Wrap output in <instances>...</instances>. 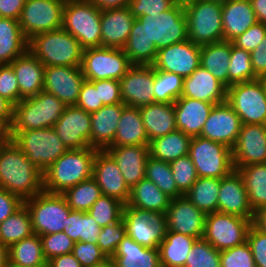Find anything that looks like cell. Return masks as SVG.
<instances>
[{"label":"cell","instance_id":"6da1fadb","mask_svg":"<svg viewBox=\"0 0 266 267\" xmlns=\"http://www.w3.org/2000/svg\"><path fill=\"white\" fill-rule=\"evenodd\" d=\"M0 188L23 201L44 191L43 173L7 137L0 142Z\"/></svg>","mask_w":266,"mask_h":267},{"label":"cell","instance_id":"7a4b0ae2","mask_svg":"<svg viewBox=\"0 0 266 267\" xmlns=\"http://www.w3.org/2000/svg\"><path fill=\"white\" fill-rule=\"evenodd\" d=\"M98 149L88 147L67 150L43 173L44 191L62 194L93 176V163Z\"/></svg>","mask_w":266,"mask_h":267},{"label":"cell","instance_id":"3957f363","mask_svg":"<svg viewBox=\"0 0 266 267\" xmlns=\"http://www.w3.org/2000/svg\"><path fill=\"white\" fill-rule=\"evenodd\" d=\"M65 107L55 95L44 90L35 96L23 98L13 108L12 125L7 138L11 139L20 131L53 127Z\"/></svg>","mask_w":266,"mask_h":267},{"label":"cell","instance_id":"277c9868","mask_svg":"<svg viewBox=\"0 0 266 267\" xmlns=\"http://www.w3.org/2000/svg\"><path fill=\"white\" fill-rule=\"evenodd\" d=\"M28 49L44 66H81L84 51L63 28L35 35L29 40Z\"/></svg>","mask_w":266,"mask_h":267},{"label":"cell","instance_id":"5b68a950","mask_svg":"<svg viewBox=\"0 0 266 267\" xmlns=\"http://www.w3.org/2000/svg\"><path fill=\"white\" fill-rule=\"evenodd\" d=\"M183 5L190 41L202 46L223 40L222 3L185 0Z\"/></svg>","mask_w":266,"mask_h":267},{"label":"cell","instance_id":"8992f818","mask_svg":"<svg viewBox=\"0 0 266 267\" xmlns=\"http://www.w3.org/2000/svg\"><path fill=\"white\" fill-rule=\"evenodd\" d=\"M101 12L89 0H66L62 28L86 48L101 46Z\"/></svg>","mask_w":266,"mask_h":267},{"label":"cell","instance_id":"52a82bcc","mask_svg":"<svg viewBox=\"0 0 266 267\" xmlns=\"http://www.w3.org/2000/svg\"><path fill=\"white\" fill-rule=\"evenodd\" d=\"M31 216L32 230L39 236L62 232L68 227L72 210L62 194L41 192L24 200Z\"/></svg>","mask_w":266,"mask_h":267},{"label":"cell","instance_id":"ba28073f","mask_svg":"<svg viewBox=\"0 0 266 267\" xmlns=\"http://www.w3.org/2000/svg\"><path fill=\"white\" fill-rule=\"evenodd\" d=\"M11 139L42 173L68 150L53 127L20 131Z\"/></svg>","mask_w":266,"mask_h":267},{"label":"cell","instance_id":"9c48e42d","mask_svg":"<svg viewBox=\"0 0 266 267\" xmlns=\"http://www.w3.org/2000/svg\"><path fill=\"white\" fill-rule=\"evenodd\" d=\"M188 155L198 177L221 179L235 170L232 149L201 136L192 137Z\"/></svg>","mask_w":266,"mask_h":267},{"label":"cell","instance_id":"30bf717a","mask_svg":"<svg viewBox=\"0 0 266 267\" xmlns=\"http://www.w3.org/2000/svg\"><path fill=\"white\" fill-rule=\"evenodd\" d=\"M136 19L144 26L148 39L155 43L157 51L188 40L183 1H178L171 9L158 15H143Z\"/></svg>","mask_w":266,"mask_h":267},{"label":"cell","instance_id":"8fae6325","mask_svg":"<svg viewBox=\"0 0 266 267\" xmlns=\"http://www.w3.org/2000/svg\"><path fill=\"white\" fill-rule=\"evenodd\" d=\"M132 64L121 48L91 47L83 51L81 70L86 80H121Z\"/></svg>","mask_w":266,"mask_h":267},{"label":"cell","instance_id":"7c38bea8","mask_svg":"<svg viewBox=\"0 0 266 267\" xmlns=\"http://www.w3.org/2000/svg\"><path fill=\"white\" fill-rule=\"evenodd\" d=\"M252 224V220L241 216L218 211L208 213L203 239L218 251L230 249L247 241Z\"/></svg>","mask_w":266,"mask_h":267},{"label":"cell","instance_id":"4fadbf2b","mask_svg":"<svg viewBox=\"0 0 266 267\" xmlns=\"http://www.w3.org/2000/svg\"><path fill=\"white\" fill-rule=\"evenodd\" d=\"M226 101L240 117L242 124L263 125L266 119V94L258 79L231 85Z\"/></svg>","mask_w":266,"mask_h":267},{"label":"cell","instance_id":"5bb4252c","mask_svg":"<svg viewBox=\"0 0 266 267\" xmlns=\"http://www.w3.org/2000/svg\"><path fill=\"white\" fill-rule=\"evenodd\" d=\"M66 0H26L19 19L22 32L29 41L35 35L62 28Z\"/></svg>","mask_w":266,"mask_h":267},{"label":"cell","instance_id":"9a60e30c","mask_svg":"<svg viewBox=\"0 0 266 267\" xmlns=\"http://www.w3.org/2000/svg\"><path fill=\"white\" fill-rule=\"evenodd\" d=\"M122 219L126 233L138 244L147 248H158L165 236L166 225L163 218L153 211L124 205Z\"/></svg>","mask_w":266,"mask_h":267},{"label":"cell","instance_id":"2e32d148","mask_svg":"<svg viewBox=\"0 0 266 267\" xmlns=\"http://www.w3.org/2000/svg\"><path fill=\"white\" fill-rule=\"evenodd\" d=\"M206 213L197 209L184 195L171 199L166 213L162 217L166 231H174L187 236L202 239L205 232Z\"/></svg>","mask_w":266,"mask_h":267},{"label":"cell","instance_id":"e0dca14e","mask_svg":"<svg viewBox=\"0 0 266 267\" xmlns=\"http://www.w3.org/2000/svg\"><path fill=\"white\" fill-rule=\"evenodd\" d=\"M200 57L201 46L188 39L158 50L152 66L185 78L200 66Z\"/></svg>","mask_w":266,"mask_h":267},{"label":"cell","instance_id":"ac0fdd59","mask_svg":"<svg viewBox=\"0 0 266 267\" xmlns=\"http://www.w3.org/2000/svg\"><path fill=\"white\" fill-rule=\"evenodd\" d=\"M84 80L80 66H45L43 90L71 106L77 103Z\"/></svg>","mask_w":266,"mask_h":267},{"label":"cell","instance_id":"d6986e66","mask_svg":"<svg viewBox=\"0 0 266 267\" xmlns=\"http://www.w3.org/2000/svg\"><path fill=\"white\" fill-rule=\"evenodd\" d=\"M53 129L68 150L90 147V113L76 105L65 107Z\"/></svg>","mask_w":266,"mask_h":267},{"label":"cell","instance_id":"ffe728a7","mask_svg":"<svg viewBox=\"0 0 266 267\" xmlns=\"http://www.w3.org/2000/svg\"><path fill=\"white\" fill-rule=\"evenodd\" d=\"M121 98L124 105L142 107L155 103L152 65L132 64L121 78Z\"/></svg>","mask_w":266,"mask_h":267},{"label":"cell","instance_id":"44dd1931","mask_svg":"<svg viewBox=\"0 0 266 267\" xmlns=\"http://www.w3.org/2000/svg\"><path fill=\"white\" fill-rule=\"evenodd\" d=\"M241 126L240 117L232 109V106L224 101L214 105L204 123L200 136L225 144L232 149L237 141Z\"/></svg>","mask_w":266,"mask_h":267},{"label":"cell","instance_id":"7402d4cb","mask_svg":"<svg viewBox=\"0 0 266 267\" xmlns=\"http://www.w3.org/2000/svg\"><path fill=\"white\" fill-rule=\"evenodd\" d=\"M235 170L251 164L266 163V130L260 124H242L232 148Z\"/></svg>","mask_w":266,"mask_h":267},{"label":"cell","instance_id":"603a6c76","mask_svg":"<svg viewBox=\"0 0 266 267\" xmlns=\"http://www.w3.org/2000/svg\"><path fill=\"white\" fill-rule=\"evenodd\" d=\"M102 195L127 204L130 188L126 184L117 163L106 150H97L93 163V176Z\"/></svg>","mask_w":266,"mask_h":267},{"label":"cell","instance_id":"cb8c5ba5","mask_svg":"<svg viewBox=\"0 0 266 267\" xmlns=\"http://www.w3.org/2000/svg\"><path fill=\"white\" fill-rule=\"evenodd\" d=\"M218 212L254 220L255 213L249 204L248 193L242 176L237 170L221 178Z\"/></svg>","mask_w":266,"mask_h":267},{"label":"cell","instance_id":"d4e9b609","mask_svg":"<svg viewBox=\"0 0 266 267\" xmlns=\"http://www.w3.org/2000/svg\"><path fill=\"white\" fill-rule=\"evenodd\" d=\"M105 150L117 163L130 189L145 177L146 162L150 155L149 146H115Z\"/></svg>","mask_w":266,"mask_h":267},{"label":"cell","instance_id":"484cf974","mask_svg":"<svg viewBox=\"0 0 266 267\" xmlns=\"http://www.w3.org/2000/svg\"><path fill=\"white\" fill-rule=\"evenodd\" d=\"M227 88L201 65L183 80L181 96L218 104L226 101Z\"/></svg>","mask_w":266,"mask_h":267},{"label":"cell","instance_id":"4316f807","mask_svg":"<svg viewBox=\"0 0 266 267\" xmlns=\"http://www.w3.org/2000/svg\"><path fill=\"white\" fill-rule=\"evenodd\" d=\"M135 19L129 7L102 10L101 46L123 49Z\"/></svg>","mask_w":266,"mask_h":267},{"label":"cell","instance_id":"83f0119b","mask_svg":"<svg viewBox=\"0 0 266 267\" xmlns=\"http://www.w3.org/2000/svg\"><path fill=\"white\" fill-rule=\"evenodd\" d=\"M214 104L180 96L174 102L177 130L190 137L200 136Z\"/></svg>","mask_w":266,"mask_h":267},{"label":"cell","instance_id":"f1b7e54d","mask_svg":"<svg viewBox=\"0 0 266 267\" xmlns=\"http://www.w3.org/2000/svg\"><path fill=\"white\" fill-rule=\"evenodd\" d=\"M123 109V103L104 105L90 114V147L105 150L113 143Z\"/></svg>","mask_w":266,"mask_h":267},{"label":"cell","instance_id":"f546056e","mask_svg":"<svg viewBox=\"0 0 266 267\" xmlns=\"http://www.w3.org/2000/svg\"><path fill=\"white\" fill-rule=\"evenodd\" d=\"M10 65L15 72L23 98L35 96L43 90L45 66L29 49Z\"/></svg>","mask_w":266,"mask_h":267},{"label":"cell","instance_id":"4dcf8cb0","mask_svg":"<svg viewBox=\"0 0 266 267\" xmlns=\"http://www.w3.org/2000/svg\"><path fill=\"white\" fill-rule=\"evenodd\" d=\"M257 21L250 0L222 3L223 40L232 42Z\"/></svg>","mask_w":266,"mask_h":267},{"label":"cell","instance_id":"1f68e13d","mask_svg":"<svg viewBox=\"0 0 266 267\" xmlns=\"http://www.w3.org/2000/svg\"><path fill=\"white\" fill-rule=\"evenodd\" d=\"M116 267H162L158 248H147L127 234L111 257Z\"/></svg>","mask_w":266,"mask_h":267},{"label":"cell","instance_id":"d6a6232c","mask_svg":"<svg viewBox=\"0 0 266 267\" xmlns=\"http://www.w3.org/2000/svg\"><path fill=\"white\" fill-rule=\"evenodd\" d=\"M149 144L152 140L177 130L174 103L145 105L139 108Z\"/></svg>","mask_w":266,"mask_h":267},{"label":"cell","instance_id":"836d02e7","mask_svg":"<svg viewBox=\"0 0 266 267\" xmlns=\"http://www.w3.org/2000/svg\"><path fill=\"white\" fill-rule=\"evenodd\" d=\"M132 145L149 146V139L139 108L124 105L113 143L109 147Z\"/></svg>","mask_w":266,"mask_h":267},{"label":"cell","instance_id":"e575fe53","mask_svg":"<svg viewBox=\"0 0 266 267\" xmlns=\"http://www.w3.org/2000/svg\"><path fill=\"white\" fill-rule=\"evenodd\" d=\"M170 202V197L164 194L151 180L144 177L130 189V196L126 205L132 208L153 211L162 218Z\"/></svg>","mask_w":266,"mask_h":267},{"label":"cell","instance_id":"d590c367","mask_svg":"<svg viewBox=\"0 0 266 267\" xmlns=\"http://www.w3.org/2000/svg\"><path fill=\"white\" fill-rule=\"evenodd\" d=\"M19 20L0 17V65L10 64L28 50Z\"/></svg>","mask_w":266,"mask_h":267},{"label":"cell","instance_id":"8d00e7d4","mask_svg":"<svg viewBox=\"0 0 266 267\" xmlns=\"http://www.w3.org/2000/svg\"><path fill=\"white\" fill-rule=\"evenodd\" d=\"M232 42L222 40L201 46L200 65L228 88V69Z\"/></svg>","mask_w":266,"mask_h":267},{"label":"cell","instance_id":"74e56055","mask_svg":"<svg viewBox=\"0 0 266 267\" xmlns=\"http://www.w3.org/2000/svg\"><path fill=\"white\" fill-rule=\"evenodd\" d=\"M197 238L174 231H165L159 244V257L162 267H184L188 252Z\"/></svg>","mask_w":266,"mask_h":267},{"label":"cell","instance_id":"f35d334b","mask_svg":"<svg viewBox=\"0 0 266 267\" xmlns=\"http://www.w3.org/2000/svg\"><path fill=\"white\" fill-rule=\"evenodd\" d=\"M192 137L180 130L152 140L149 144L150 156L164 162H172L188 155Z\"/></svg>","mask_w":266,"mask_h":267},{"label":"cell","instance_id":"ab89813d","mask_svg":"<svg viewBox=\"0 0 266 267\" xmlns=\"http://www.w3.org/2000/svg\"><path fill=\"white\" fill-rule=\"evenodd\" d=\"M123 50L131 64L152 65L157 55L155 43L148 39L144 26L137 19Z\"/></svg>","mask_w":266,"mask_h":267},{"label":"cell","instance_id":"60d3db41","mask_svg":"<svg viewBox=\"0 0 266 267\" xmlns=\"http://www.w3.org/2000/svg\"><path fill=\"white\" fill-rule=\"evenodd\" d=\"M237 171L243 178L254 213L266 207V163L243 166Z\"/></svg>","mask_w":266,"mask_h":267},{"label":"cell","instance_id":"b9f144b4","mask_svg":"<svg viewBox=\"0 0 266 267\" xmlns=\"http://www.w3.org/2000/svg\"><path fill=\"white\" fill-rule=\"evenodd\" d=\"M9 262L26 267H47L40 236H31L9 247Z\"/></svg>","mask_w":266,"mask_h":267},{"label":"cell","instance_id":"7bdbcfd3","mask_svg":"<svg viewBox=\"0 0 266 267\" xmlns=\"http://www.w3.org/2000/svg\"><path fill=\"white\" fill-rule=\"evenodd\" d=\"M220 183L218 178L198 177L184 196L206 214L217 212Z\"/></svg>","mask_w":266,"mask_h":267},{"label":"cell","instance_id":"ee69618b","mask_svg":"<svg viewBox=\"0 0 266 267\" xmlns=\"http://www.w3.org/2000/svg\"><path fill=\"white\" fill-rule=\"evenodd\" d=\"M32 234L31 216L25 204L0 223V242L8 247Z\"/></svg>","mask_w":266,"mask_h":267},{"label":"cell","instance_id":"f6af8a7d","mask_svg":"<svg viewBox=\"0 0 266 267\" xmlns=\"http://www.w3.org/2000/svg\"><path fill=\"white\" fill-rule=\"evenodd\" d=\"M101 227L87 212L71 210L68 227L63 232L75 242L97 244Z\"/></svg>","mask_w":266,"mask_h":267},{"label":"cell","instance_id":"bcb514c9","mask_svg":"<svg viewBox=\"0 0 266 267\" xmlns=\"http://www.w3.org/2000/svg\"><path fill=\"white\" fill-rule=\"evenodd\" d=\"M62 195L72 210L87 212L102 193L96 180L91 177L67 189Z\"/></svg>","mask_w":266,"mask_h":267},{"label":"cell","instance_id":"7dc6e473","mask_svg":"<svg viewBox=\"0 0 266 267\" xmlns=\"http://www.w3.org/2000/svg\"><path fill=\"white\" fill-rule=\"evenodd\" d=\"M145 177L151 180L164 194L171 199L182 196L177 189L171 166L168 162L157 160L149 155L146 162Z\"/></svg>","mask_w":266,"mask_h":267},{"label":"cell","instance_id":"c3c4849f","mask_svg":"<svg viewBox=\"0 0 266 267\" xmlns=\"http://www.w3.org/2000/svg\"><path fill=\"white\" fill-rule=\"evenodd\" d=\"M184 78L175 73L154 69L155 103H174L182 93Z\"/></svg>","mask_w":266,"mask_h":267},{"label":"cell","instance_id":"681fc988","mask_svg":"<svg viewBox=\"0 0 266 267\" xmlns=\"http://www.w3.org/2000/svg\"><path fill=\"white\" fill-rule=\"evenodd\" d=\"M251 53L235 46L232 42L228 69V88L231 85L256 80Z\"/></svg>","mask_w":266,"mask_h":267},{"label":"cell","instance_id":"f907efd6","mask_svg":"<svg viewBox=\"0 0 266 267\" xmlns=\"http://www.w3.org/2000/svg\"><path fill=\"white\" fill-rule=\"evenodd\" d=\"M124 204L117 199L102 195L87 211L97 221L99 226L105 227L118 222L122 218Z\"/></svg>","mask_w":266,"mask_h":267},{"label":"cell","instance_id":"816d5d0a","mask_svg":"<svg viewBox=\"0 0 266 267\" xmlns=\"http://www.w3.org/2000/svg\"><path fill=\"white\" fill-rule=\"evenodd\" d=\"M184 267H221L220 251L203 238L197 239L188 252Z\"/></svg>","mask_w":266,"mask_h":267},{"label":"cell","instance_id":"f5cc1de1","mask_svg":"<svg viewBox=\"0 0 266 267\" xmlns=\"http://www.w3.org/2000/svg\"><path fill=\"white\" fill-rule=\"evenodd\" d=\"M177 189L185 195L198 179L195 166L189 157L185 155L169 163Z\"/></svg>","mask_w":266,"mask_h":267},{"label":"cell","instance_id":"db71d44e","mask_svg":"<svg viewBox=\"0 0 266 267\" xmlns=\"http://www.w3.org/2000/svg\"><path fill=\"white\" fill-rule=\"evenodd\" d=\"M43 255L48 262L54 257L72 253L75 241L63 231L40 236Z\"/></svg>","mask_w":266,"mask_h":267},{"label":"cell","instance_id":"11a10c76","mask_svg":"<svg viewBox=\"0 0 266 267\" xmlns=\"http://www.w3.org/2000/svg\"><path fill=\"white\" fill-rule=\"evenodd\" d=\"M126 234L125 222L121 218L118 222L102 227L97 245L108 258H111Z\"/></svg>","mask_w":266,"mask_h":267},{"label":"cell","instance_id":"9f6ffc18","mask_svg":"<svg viewBox=\"0 0 266 267\" xmlns=\"http://www.w3.org/2000/svg\"><path fill=\"white\" fill-rule=\"evenodd\" d=\"M221 267H256L247 241L241 245L220 251Z\"/></svg>","mask_w":266,"mask_h":267},{"label":"cell","instance_id":"6f0895ef","mask_svg":"<svg viewBox=\"0 0 266 267\" xmlns=\"http://www.w3.org/2000/svg\"><path fill=\"white\" fill-rule=\"evenodd\" d=\"M0 96L13 106L23 99L15 72L10 64L0 65Z\"/></svg>","mask_w":266,"mask_h":267},{"label":"cell","instance_id":"680465c9","mask_svg":"<svg viewBox=\"0 0 266 267\" xmlns=\"http://www.w3.org/2000/svg\"><path fill=\"white\" fill-rule=\"evenodd\" d=\"M72 254L82 267H95L108 258L97 244L90 242H75Z\"/></svg>","mask_w":266,"mask_h":267},{"label":"cell","instance_id":"91938a15","mask_svg":"<svg viewBox=\"0 0 266 267\" xmlns=\"http://www.w3.org/2000/svg\"><path fill=\"white\" fill-rule=\"evenodd\" d=\"M179 0H131V14L138 18L143 15H158L171 9Z\"/></svg>","mask_w":266,"mask_h":267},{"label":"cell","instance_id":"94428289","mask_svg":"<svg viewBox=\"0 0 266 267\" xmlns=\"http://www.w3.org/2000/svg\"><path fill=\"white\" fill-rule=\"evenodd\" d=\"M247 243L256 267H266V233L252 224L248 231Z\"/></svg>","mask_w":266,"mask_h":267},{"label":"cell","instance_id":"6125c7cd","mask_svg":"<svg viewBox=\"0 0 266 267\" xmlns=\"http://www.w3.org/2000/svg\"><path fill=\"white\" fill-rule=\"evenodd\" d=\"M266 36V24L256 22L232 42L238 48L252 52Z\"/></svg>","mask_w":266,"mask_h":267},{"label":"cell","instance_id":"be15d7a7","mask_svg":"<svg viewBox=\"0 0 266 267\" xmlns=\"http://www.w3.org/2000/svg\"><path fill=\"white\" fill-rule=\"evenodd\" d=\"M98 89L99 102L104 105L123 103L121 98V83L115 79L91 81Z\"/></svg>","mask_w":266,"mask_h":267},{"label":"cell","instance_id":"e7e4bbea","mask_svg":"<svg viewBox=\"0 0 266 267\" xmlns=\"http://www.w3.org/2000/svg\"><path fill=\"white\" fill-rule=\"evenodd\" d=\"M75 105L90 114L104 106L103 102H99L98 89L90 80H84Z\"/></svg>","mask_w":266,"mask_h":267},{"label":"cell","instance_id":"03108f58","mask_svg":"<svg viewBox=\"0 0 266 267\" xmlns=\"http://www.w3.org/2000/svg\"><path fill=\"white\" fill-rule=\"evenodd\" d=\"M24 201L17 195L0 188V223L17 211Z\"/></svg>","mask_w":266,"mask_h":267},{"label":"cell","instance_id":"003e7915","mask_svg":"<svg viewBox=\"0 0 266 267\" xmlns=\"http://www.w3.org/2000/svg\"><path fill=\"white\" fill-rule=\"evenodd\" d=\"M251 62L257 76L266 72V36L251 52Z\"/></svg>","mask_w":266,"mask_h":267},{"label":"cell","instance_id":"a7ac6f4b","mask_svg":"<svg viewBox=\"0 0 266 267\" xmlns=\"http://www.w3.org/2000/svg\"><path fill=\"white\" fill-rule=\"evenodd\" d=\"M26 0H0V17L19 20Z\"/></svg>","mask_w":266,"mask_h":267},{"label":"cell","instance_id":"89a4df30","mask_svg":"<svg viewBox=\"0 0 266 267\" xmlns=\"http://www.w3.org/2000/svg\"><path fill=\"white\" fill-rule=\"evenodd\" d=\"M14 106L0 96V127L7 133L12 125Z\"/></svg>","mask_w":266,"mask_h":267},{"label":"cell","instance_id":"2644e50d","mask_svg":"<svg viewBox=\"0 0 266 267\" xmlns=\"http://www.w3.org/2000/svg\"><path fill=\"white\" fill-rule=\"evenodd\" d=\"M47 267H82L81 263L72 253L52 258L47 262Z\"/></svg>","mask_w":266,"mask_h":267},{"label":"cell","instance_id":"8c879c8a","mask_svg":"<svg viewBox=\"0 0 266 267\" xmlns=\"http://www.w3.org/2000/svg\"><path fill=\"white\" fill-rule=\"evenodd\" d=\"M99 10L119 9L129 6L131 0H89Z\"/></svg>","mask_w":266,"mask_h":267},{"label":"cell","instance_id":"753ad0ef","mask_svg":"<svg viewBox=\"0 0 266 267\" xmlns=\"http://www.w3.org/2000/svg\"><path fill=\"white\" fill-rule=\"evenodd\" d=\"M258 22L266 24V0H250Z\"/></svg>","mask_w":266,"mask_h":267},{"label":"cell","instance_id":"34e18365","mask_svg":"<svg viewBox=\"0 0 266 267\" xmlns=\"http://www.w3.org/2000/svg\"><path fill=\"white\" fill-rule=\"evenodd\" d=\"M253 224L266 233V207L255 212Z\"/></svg>","mask_w":266,"mask_h":267},{"label":"cell","instance_id":"11e5206c","mask_svg":"<svg viewBox=\"0 0 266 267\" xmlns=\"http://www.w3.org/2000/svg\"><path fill=\"white\" fill-rule=\"evenodd\" d=\"M9 262V247L0 242V267H6Z\"/></svg>","mask_w":266,"mask_h":267},{"label":"cell","instance_id":"2a66077c","mask_svg":"<svg viewBox=\"0 0 266 267\" xmlns=\"http://www.w3.org/2000/svg\"><path fill=\"white\" fill-rule=\"evenodd\" d=\"M95 267H116L112 258H107L104 262L97 264Z\"/></svg>","mask_w":266,"mask_h":267},{"label":"cell","instance_id":"b9fcfbb0","mask_svg":"<svg viewBox=\"0 0 266 267\" xmlns=\"http://www.w3.org/2000/svg\"><path fill=\"white\" fill-rule=\"evenodd\" d=\"M258 81L261 83L262 88L266 94V72L258 76Z\"/></svg>","mask_w":266,"mask_h":267},{"label":"cell","instance_id":"09005b40","mask_svg":"<svg viewBox=\"0 0 266 267\" xmlns=\"http://www.w3.org/2000/svg\"><path fill=\"white\" fill-rule=\"evenodd\" d=\"M7 137V133L0 127V139H5Z\"/></svg>","mask_w":266,"mask_h":267},{"label":"cell","instance_id":"979ff035","mask_svg":"<svg viewBox=\"0 0 266 267\" xmlns=\"http://www.w3.org/2000/svg\"><path fill=\"white\" fill-rule=\"evenodd\" d=\"M6 267H26V266H20V265H17V264H14V263H11V262H8L7 266Z\"/></svg>","mask_w":266,"mask_h":267},{"label":"cell","instance_id":"deb4b68c","mask_svg":"<svg viewBox=\"0 0 266 267\" xmlns=\"http://www.w3.org/2000/svg\"><path fill=\"white\" fill-rule=\"evenodd\" d=\"M208 1H214V2H219V3H225V2H228L229 0H208Z\"/></svg>","mask_w":266,"mask_h":267},{"label":"cell","instance_id":"67dfc351","mask_svg":"<svg viewBox=\"0 0 266 267\" xmlns=\"http://www.w3.org/2000/svg\"><path fill=\"white\" fill-rule=\"evenodd\" d=\"M263 126H264V128H265V130H266V119H265V121H264V123H263Z\"/></svg>","mask_w":266,"mask_h":267}]
</instances>
